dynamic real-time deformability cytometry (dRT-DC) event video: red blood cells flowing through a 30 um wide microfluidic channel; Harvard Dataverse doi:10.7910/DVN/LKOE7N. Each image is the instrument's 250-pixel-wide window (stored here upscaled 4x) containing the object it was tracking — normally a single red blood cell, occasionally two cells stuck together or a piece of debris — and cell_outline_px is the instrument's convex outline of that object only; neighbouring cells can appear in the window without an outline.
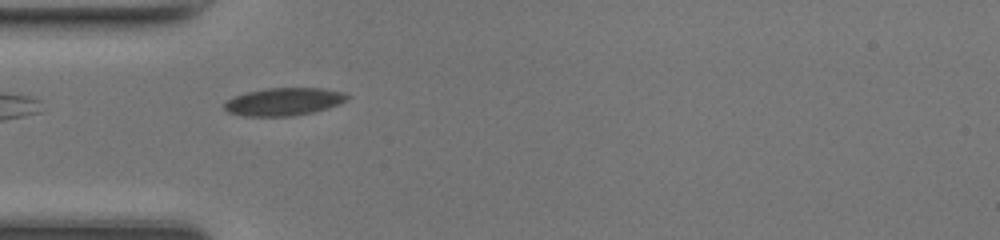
{"species": "common noctule bat (a hibernating species)", "species_latin": "Nyctalus noctula", "temperature_condition": "room temperature", "stored_images_in_passage": 26, "camera_frame_rate_fps": 3000, "um_per_image_px": 0.085, "animal": {"sex": "female", "body_mass_g": 17.0, "forearm_length_mm": 48.0}, "frame": {"image": 1, "passage_image": 2, "time_ms": 0.333, "image_size_px": [1000, 240], "cell_outline_px": [[348, 100], [340, 104], [328, 108], [312, 112], [292, 116], [244, 116], [228, 112], [224, 108], [224, 104], [228, 100], [236, 96], [248, 92], [268, 88], [320, 88], [340, 92], [348, 96]], "centroid_in_image_um": [24.13, 8.65], "position_along_channel_um": 60.9, "area_um2": 19.59}}
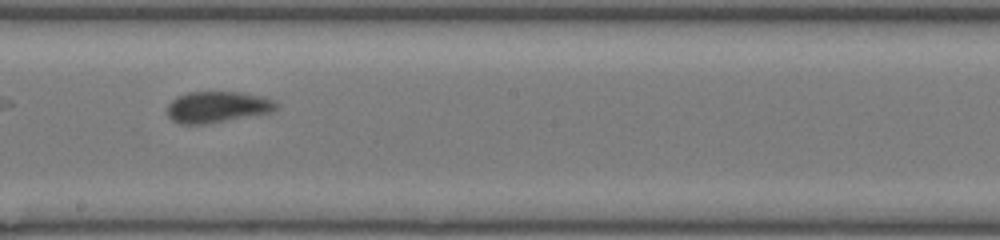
{"frame": {"image": 2, "passage_image": 14, "time_ms": 4.333, "image_size_px": [1000, 240], "cell_outline_px": [[280, 108], [272, 112], [204, 124], [180, 124], [172, 120], [168, 116], [168, 104], [176, 96], [188, 92], [240, 92], [272, 100], [280, 104]], "centroid_in_image_um": [18.46, 9.09], "position_along_channel_um": 229.7, "area_um2": 19.71}}
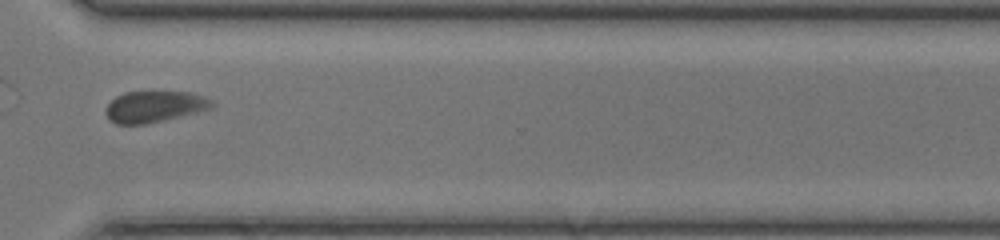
{"frame": {"image": 3, "passage_image": 23, "time_ms": 7.333, "image_size_px": [1000, 240], "cell_outline_px": [[216, 104], [212, 108], [196, 112], [144, 124], [116, 124], [108, 120], [104, 112], [108, 104], [116, 96], [124, 92], [188, 92], [204, 96], [212, 100]], "centroid_in_image_um": [13.1, 9.06], "position_along_channel_um": 357.5, "area_um2": 19.25}, "authors_computed_cell_mechanics": {"area_um2": 19.7387, "velocity_mm_per_s": 4.2627, "shape_relaxation_time_tau1_ms": 1.8263, "shape_relaxation_time_tau2_ms": 1.3115, "deformation_change_tau1": 0.0679, "deformation_change_tau2": 0.0685}}